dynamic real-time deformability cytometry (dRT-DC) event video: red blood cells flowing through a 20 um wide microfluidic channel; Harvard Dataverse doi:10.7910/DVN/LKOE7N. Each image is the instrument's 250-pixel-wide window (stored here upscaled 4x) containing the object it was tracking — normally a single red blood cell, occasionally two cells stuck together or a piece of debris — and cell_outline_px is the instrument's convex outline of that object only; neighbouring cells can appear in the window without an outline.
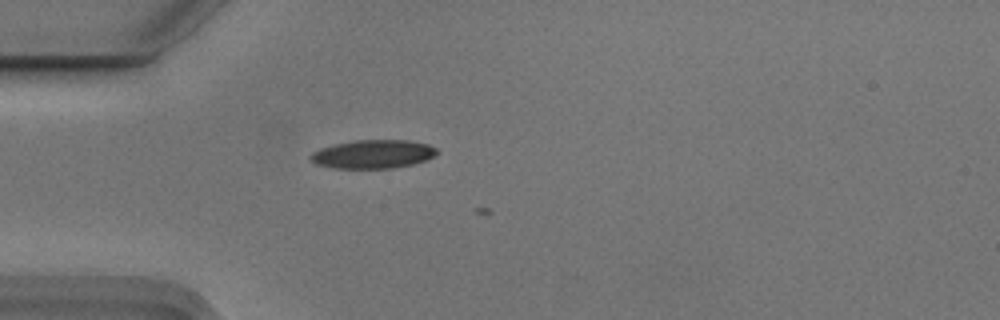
{"species": "Egyptian fruit bat (a non-hibernating species)", "species_latin": "Rousettus aegyptiacus", "temperature_condition": "cold", "stored_images_in_passage": 2, "camera_frame_rate_fps": 3000, "um_per_image_px": 0.085, "animal": {"sex": "male"}, "frame": {"image": 1, "passage_image": 1, "time_ms": 0.0, "image_size_px": [1000, 320], "cell_outline_px": [[440, 152], [428, 160], [412, 164], [392, 168], [332, 168], [316, 164], [308, 156], [312, 152], [320, 148], [332, 144], [356, 140], [408, 140], [428, 144], [436, 148]], "centroid_in_image_um": [31.71, 13.1], "position_along_channel_um": 53.3, "area_um2": 21.21}}